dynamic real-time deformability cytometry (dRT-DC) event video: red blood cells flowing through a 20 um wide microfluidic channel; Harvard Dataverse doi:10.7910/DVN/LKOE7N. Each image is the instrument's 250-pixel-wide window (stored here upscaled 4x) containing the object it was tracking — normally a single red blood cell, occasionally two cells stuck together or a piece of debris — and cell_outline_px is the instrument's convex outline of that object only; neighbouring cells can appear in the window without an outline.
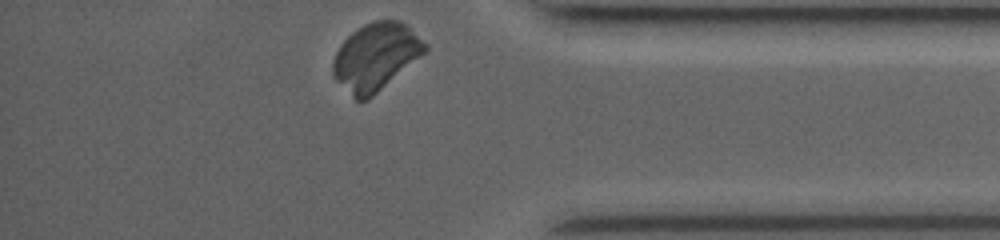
{"species": "common noctule bat (a hibernating species)", "species_latin": "Nyctalus noctula", "temperature_condition": "room temperature", "stored_images_in_passage": 59, "camera_frame_rate_fps": 3500, "um_per_image_px": 0.085, "animal": {"sex": "female", "body_mass_g": 19.0, "forearm_length_mm": 53.3}, "frame": {"image": 1, "passage_image": 58, "time_ms": 8.571, "image_size_px": [1000, 240], "cell_outline_px": [[428, 48], [424, 52], [368, 100], [356, 100], [332, 76], [332, 60], [340, 44], [352, 32], [364, 24], [376, 20], [400, 20], [428, 44]], "centroid_in_image_um": [31.9, 4.81], "position_along_channel_um": 403.3, "area_um2": 35.55}}